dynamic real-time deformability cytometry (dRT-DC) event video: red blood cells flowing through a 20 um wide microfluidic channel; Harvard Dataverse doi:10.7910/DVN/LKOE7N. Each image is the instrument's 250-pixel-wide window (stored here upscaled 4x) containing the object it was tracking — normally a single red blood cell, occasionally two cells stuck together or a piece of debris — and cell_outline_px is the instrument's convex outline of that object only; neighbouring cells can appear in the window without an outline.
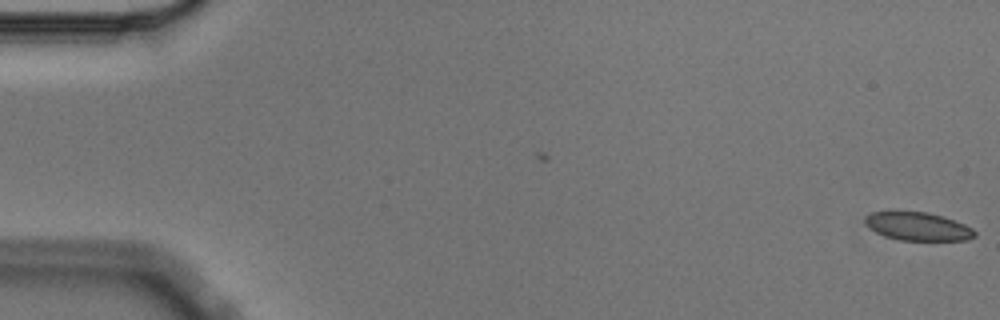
{"species": "Egyptian fruit bat (a non-hibernating species)", "species_latin": "Rousettus aegyptiacus", "temperature_condition": "cold", "stored_images_in_passage": 3, "camera_frame_rate_fps": 3000, "um_per_image_px": 0.085, "animal": {"sex": "male"}, "frame": {"image": 1, "passage_image": 3, "time_ms": 0.667, "image_size_px": [1000, 320], "cell_outline_px": [[976, 236], [968, 240], [900, 240], [884, 236], [868, 228], [864, 224], [864, 216], [872, 212], [896, 208], [928, 212], [964, 224], [972, 228], [976, 232]], "centroid_in_image_um": [77.91, 19.2], "position_along_channel_um": 7.1, "area_um2": 18.79}}